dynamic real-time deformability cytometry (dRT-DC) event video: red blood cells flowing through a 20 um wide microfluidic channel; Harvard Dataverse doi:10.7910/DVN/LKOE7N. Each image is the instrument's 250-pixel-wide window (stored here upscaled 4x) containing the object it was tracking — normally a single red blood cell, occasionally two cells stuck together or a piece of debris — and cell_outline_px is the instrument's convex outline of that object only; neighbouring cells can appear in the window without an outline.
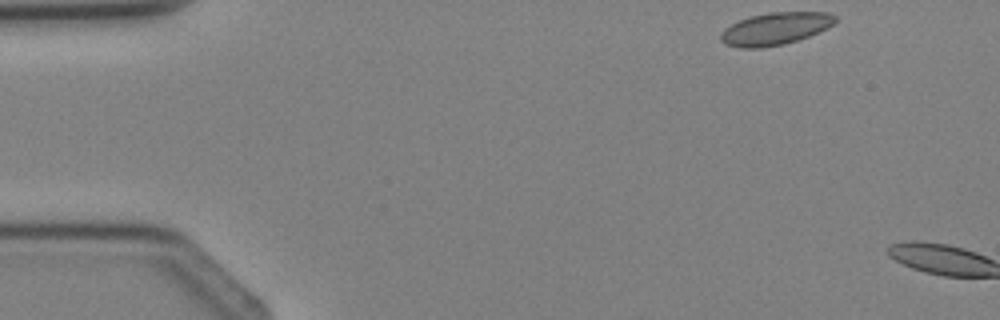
{"species": "Egyptian fruit bat (a non-hibernating species)", "species_latin": "Rousettus aegyptiacus", "temperature_condition": "cold", "stored_images_in_passage": 5, "segment_of_instrument_passage": [2, 2], "camera_frame_rate_fps": 3000, "um_per_image_px": 0.085, "animal": {"sex": "female"}, "frame": {"image": 1, "passage_image": 5, "time_ms": 4.667, "image_size_px": [1000, 320], "cell_outline_px": [[836, 20], [828, 28], [808, 36], [784, 44], [760, 48], [740, 48], [724, 44], [720, 40], [720, 36], [724, 28], [740, 20], [752, 16], [768, 12], [828, 12], [836, 16]], "centroid_in_image_um": [65.88, 2.44], "position_along_channel_um": 19.1, "area_um2": 21.5}}